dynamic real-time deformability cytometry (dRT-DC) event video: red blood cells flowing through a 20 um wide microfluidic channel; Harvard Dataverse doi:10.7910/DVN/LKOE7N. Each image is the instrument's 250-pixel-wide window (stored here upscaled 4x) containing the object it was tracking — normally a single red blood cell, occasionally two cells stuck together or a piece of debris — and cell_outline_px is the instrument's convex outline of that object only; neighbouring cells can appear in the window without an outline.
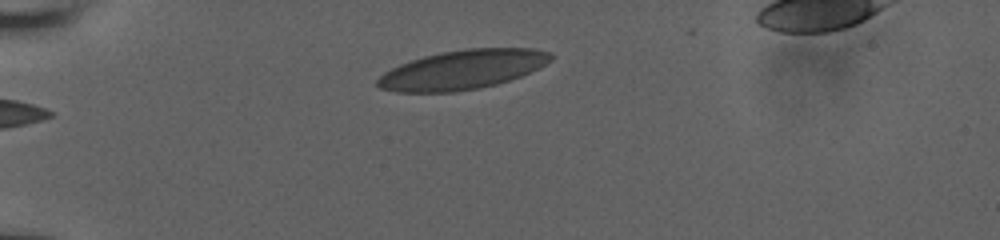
{"species": "human", "species_latin": "Homo sapiens", "temperature_condition": "room temperature", "stored_images_in_passage": 9, "camera_frame_rate_fps": 3000, "um_per_image_px": 0.085, "donor": {"sex": "male"}, "frame": {"image": 1, "passage_image": 2, "time_ms": 0.333, "image_size_px": [1000, 240], "cell_outline_px": [[556, 56], [552, 60], [540, 68], [520, 76], [496, 84], [480, 88], [452, 92], [396, 92], [380, 88], [376, 84], [376, 80], [384, 72], [400, 64], [424, 56], [440, 52], [468, 48], [532, 48], [548, 52]], "centroid_in_image_um": [39.33, 5.92], "position_along_channel_um": 45.7, "area_um2": 39.65}}